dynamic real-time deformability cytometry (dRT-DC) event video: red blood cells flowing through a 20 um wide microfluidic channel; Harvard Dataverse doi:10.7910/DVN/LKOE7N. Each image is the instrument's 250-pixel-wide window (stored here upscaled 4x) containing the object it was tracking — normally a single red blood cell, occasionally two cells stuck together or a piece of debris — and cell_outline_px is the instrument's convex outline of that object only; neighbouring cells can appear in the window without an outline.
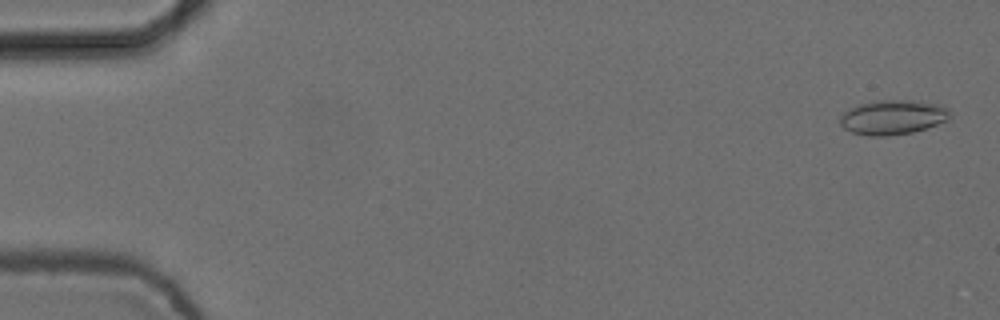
{"species": "common noctule bat (a hibernating species)", "species_latin": "Nyctalus noctula", "temperature_condition": "cold", "stored_images_in_passage": 5, "camera_frame_rate_fps": 3000, "um_per_image_px": 0.085, "animal": {"sex": "female", "body_mass_g": 24.6, "forearm_length_mm": 56.2}, "frame": {"image": 1, "passage_image": 1, "time_ms": 0.0, "image_size_px": [1000, 320], "cell_outline_px": [[952, 116], [948, 120], [928, 128], [912, 132], [888, 136], [868, 136], [852, 132], [844, 128], [840, 124], [840, 116], [848, 108], [860, 104], [876, 100], [920, 100], [944, 104], [952, 112]], "centroid_in_image_um": [75.96, 9.95], "position_along_channel_um": 9.0, "area_um2": 22.72}}